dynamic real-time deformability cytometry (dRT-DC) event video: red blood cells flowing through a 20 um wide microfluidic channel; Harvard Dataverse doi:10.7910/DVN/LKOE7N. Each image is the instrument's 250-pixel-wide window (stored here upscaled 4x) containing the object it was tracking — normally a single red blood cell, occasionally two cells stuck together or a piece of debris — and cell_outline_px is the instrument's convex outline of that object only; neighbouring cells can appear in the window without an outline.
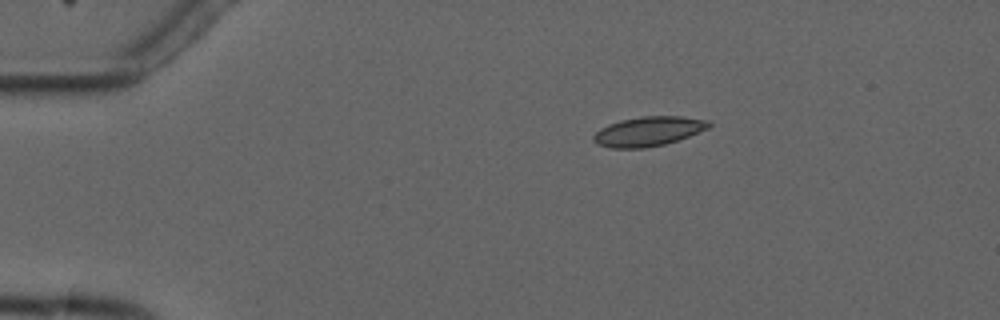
{"species": "common noctule bat (a hibernating species)", "species_latin": "Nyctalus noctula", "temperature_condition": "cold", "stored_images_in_passage": 7, "camera_frame_rate_fps": 3000, "um_per_image_px": 0.085, "animal": {"sex": "male", "forearm_length_mm": 52.5}, "frame": {"image": 1, "passage_image": 3, "time_ms": 3.0, "image_size_px": [1000, 320], "cell_outline_px": [[712, 124], [708, 128], [688, 136], [664, 144], [644, 148], [612, 148], [596, 144], [592, 140], [592, 136], [600, 128], [608, 124], [620, 120], [640, 116], [680, 116], [708, 120]], "centroid_in_image_um": [55.07, 11.16], "position_along_channel_um": 29.9, "area_um2": 19.83}}
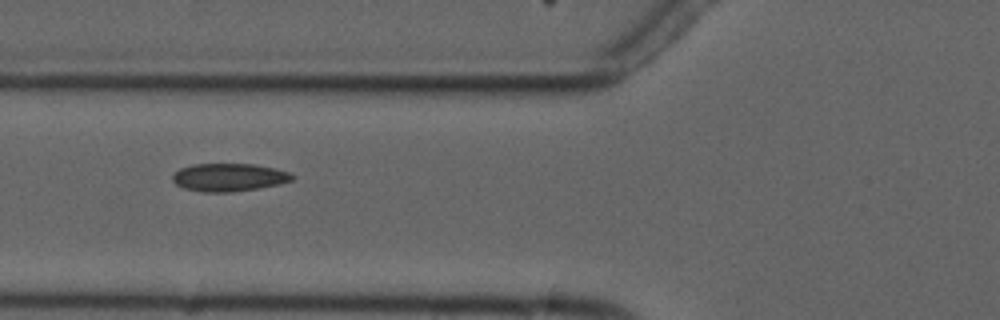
{"frame": {"image": 2, "passage_image": 6, "time_ms": 6.667, "image_size_px": [1000, 320], "cell_outline_px": [[296, 176], [292, 180], [280, 184], [232, 192], [204, 192], [184, 188], [176, 184], [172, 180], [172, 176], [180, 168], [192, 164], [256, 164], [276, 168], [288, 172]], "centroid_in_image_um": [19.47, 15.06], "position_along_channel_um": 106.3, "area_um2": 19.48}}
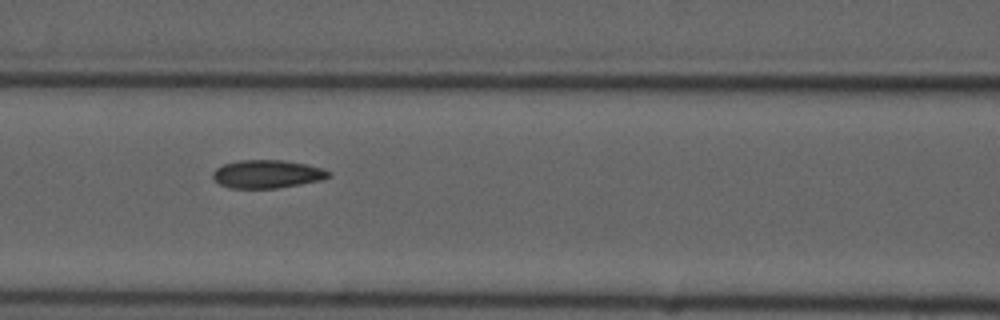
{"frame": {"image": 3, "passage_image": 7, "time_ms": 7.667, "image_size_px": [1000, 320], "cell_outline_px": [[332, 176], [320, 180], [300, 184], [276, 188], [232, 188], [220, 184], [212, 176], [212, 172], [216, 168], [224, 164], [240, 160], [284, 160], [324, 168], [332, 172]], "centroid_in_image_um": [22.74, 14.79], "position_along_channel_um": 143.9, "area_um2": 18.96}}